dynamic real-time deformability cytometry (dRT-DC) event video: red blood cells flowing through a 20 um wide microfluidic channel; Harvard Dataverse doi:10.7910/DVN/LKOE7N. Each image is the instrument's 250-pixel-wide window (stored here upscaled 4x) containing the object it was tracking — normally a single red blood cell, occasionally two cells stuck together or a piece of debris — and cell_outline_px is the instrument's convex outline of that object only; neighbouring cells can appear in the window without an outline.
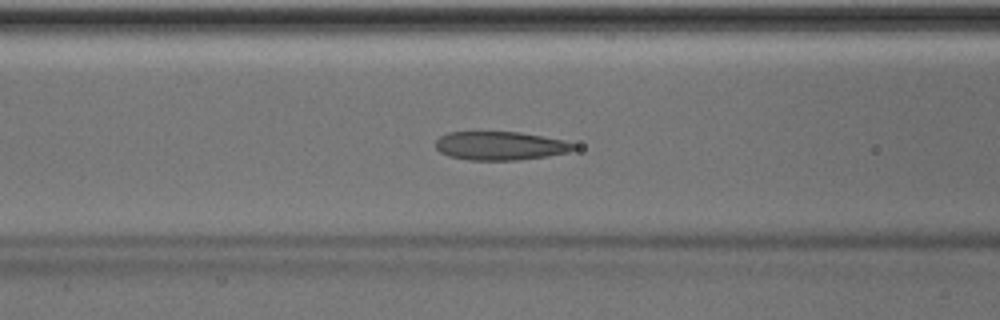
{"species": "Egyptian fruit bat (a non-hibernating species)", "species_latin": "Rousettus aegyptiacus", "temperature_condition": "room temperature", "stored_images_in_passage": 43, "camera_frame_rate_fps": 3000, "um_per_image_px": 0.085, "animal": {"sex": "male"}, "frame": {"image": 1, "passage_image": 13, "time_ms": 4.0, "image_size_px": [1000, 320], "cell_outline_px": [[576, 148], [568, 152], [544, 156], [516, 160], [468, 160], [448, 156], [440, 152], [436, 148], [436, 140], [440, 136], [448, 132], [520, 132], [564, 140], [576, 144]], "centroid_in_image_um": [42.5, 12.39], "position_along_channel_um": 124.1, "area_um2": 22.95}, "authors_computed_cell_mechanics": {"area_um2": 23.409, "velocity_mm_per_s": 3.9964, "shape_relaxation_time_tau1_ms": 3.4385, "shape_relaxation_time_tau2_ms": 1.6358, "deformation_change_tau1": 0.123, "deformation_change_tau2": 0.0884}}